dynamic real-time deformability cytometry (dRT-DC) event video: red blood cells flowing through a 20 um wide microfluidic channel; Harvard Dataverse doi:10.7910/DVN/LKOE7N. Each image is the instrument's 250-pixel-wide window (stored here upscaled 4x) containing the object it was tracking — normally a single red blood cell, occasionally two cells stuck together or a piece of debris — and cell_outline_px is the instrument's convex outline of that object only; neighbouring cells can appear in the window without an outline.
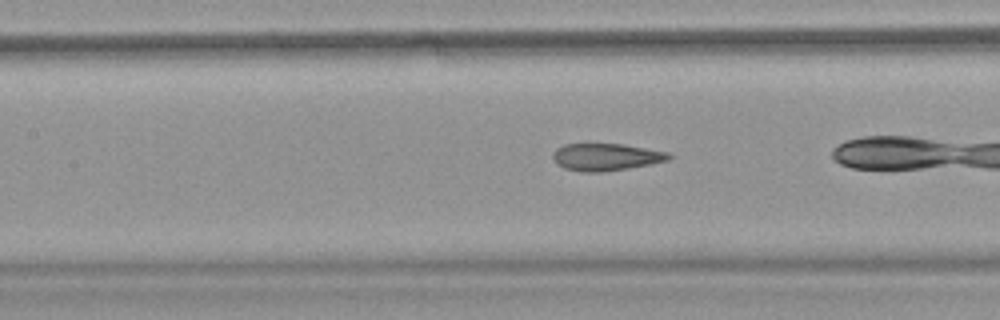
{"species": "common noctule bat (a hibernating species)", "species_latin": "Nyctalus noctula", "temperature_condition": "warm", "stored_images_in_passage": 47, "camera_frame_rate_fps": 3000, "um_per_image_px": 0.085, "animal": {"sex": "female", "body_mass_g": 18.4}, "frame": {"image": 1, "passage_image": 27, "time_ms": 8.667, "image_size_px": [1000, 320], "cell_outline_px": [[672, 156], [668, 160], [628, 168], [600, 172], [580, 172], [564, 168], [552, 156], [552, 152], [556, 148], [564, 144], [624, 144], [668, 152]], "centroid_in_image_um": [51.49, 13.34], "position_along_channel_um": 155.9, "area_um2": 18.21}}